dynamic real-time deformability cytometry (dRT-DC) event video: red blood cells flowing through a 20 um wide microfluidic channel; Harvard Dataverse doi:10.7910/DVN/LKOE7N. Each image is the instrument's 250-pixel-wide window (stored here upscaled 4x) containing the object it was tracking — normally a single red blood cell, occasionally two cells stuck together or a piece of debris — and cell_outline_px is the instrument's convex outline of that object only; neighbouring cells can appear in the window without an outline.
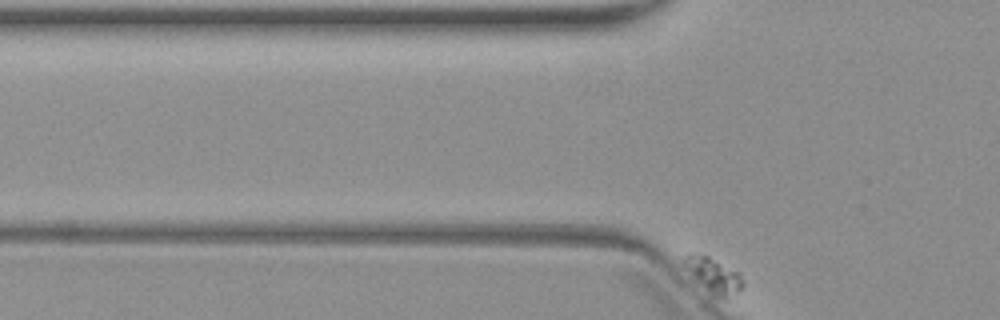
{"species": "common noctule bat (a hibernating species)", "species_latin": "Nyctalus noctula", "temperature_condition": "warm", "stored_images_in_passage": 3, "segment_of_instrument_passage": [2, 2], "camera_frame_rate_fps": 3000, "um_per_image_px": 0.085, "animal": {"sex": "female", "body_mass_g": 19.3, "forearm_length_mm": 54.1}, "frame": {"image": 1, "passage_image": 3, "time_ms": 2.333, "image_size_px": [1000, 320], "cell_outline_px": [[744, 284], [736, 292], [724, 296], [716, 296], [696, 280], [692, 276], [684, 264], [684, 260], [692, 252], [708, 256], [740, 272], [744, 280]], "centroid_in_image_um": [60.69, 23.34], "position_along_channel_um": 65.1, "area_um2": 11.33}}